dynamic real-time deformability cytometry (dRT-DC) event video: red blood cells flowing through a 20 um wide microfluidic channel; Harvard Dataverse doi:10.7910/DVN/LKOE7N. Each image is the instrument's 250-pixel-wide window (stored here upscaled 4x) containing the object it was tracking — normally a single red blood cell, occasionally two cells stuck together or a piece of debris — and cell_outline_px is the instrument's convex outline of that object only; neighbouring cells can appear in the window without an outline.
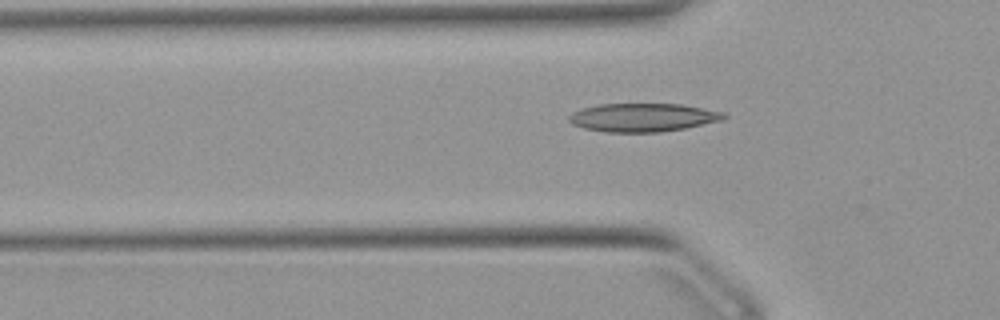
{"species": "Egyptian fruit bat (a non-hibernating species)", "species_latin": "Rousettus aegyptiacus", "temperature_condition": "warm", "stored_images_in_passage": 34, "camera_frame_rate_fps": 3000, "um_per_image_px": 0.085, "animal": {"sex": "female"}, "frame": {"image": 1, "passage_image": 5, "time_ms": 1.333, "image_size_px": [1000, 320], "cell_outline_px": [[728, 116], [724, 120], [684, 128], [660, 132], [604, 132], [584, 128], [572, 124], [568, 120], [568, 116], [572, 112], [580, 108], [600, 104], [680, 104], [724, 112]], "centroid_in_image_um": [54.62, 9.98], "position_along_channel_um": 71.2, "area_um2": 25.72}}
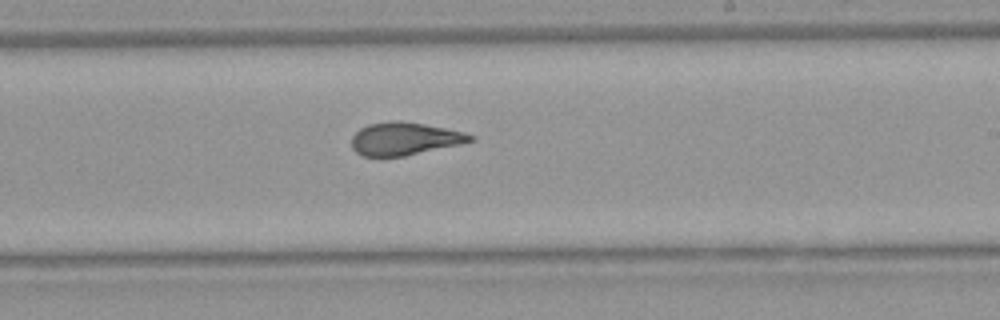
{"frame": {"image": 2, "passage_image": 19, "time_ms": 6.0, "image_size_px": [1000, 320], "cell_outline_px": [[476, 140], [460, 144], [404, 156], [364, 156], [356, 152], [352, 148], [352, 136], [360, 128], [368, 124], [388, 120], [400, 120], [424, 124], [464, 132], [476, 136]], "centroid_in_image_um": [34.39, 11.78], "position_along_channel_um": 254.6, "area_um2": 22.72}}
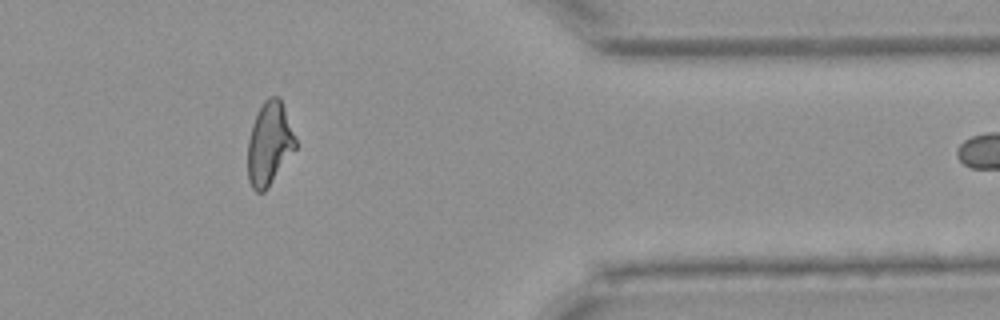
{"frame": {"image": 3, "passage_image": 31, "time_ms": 10.0, "image_size_px": [1000, 320], "cell_outline_px": [[296, 148], [268, 188], [264, 192], [256, 192], [252, 188], [248, 180], [248, 140], [252, 124], [264, 100], [268, 96], [280, 96], [296, 140]], "centroid_in_image_um": [22.89, 12.22], "position_along_channel_um": 388.5, "area_um2": 23.06}, "authors_computed_cell_mechanics": {"area_um2": 23.4957, "velocity_mm_per_s": 3.9222, "shape_relaxation_time_tau1_ms": 8.1509, "shape_relaxation_time_tau2_ms": 1.3578, "deformation_change_tau1": 0.2436, "deformation_change_tau2": 0.0826}}